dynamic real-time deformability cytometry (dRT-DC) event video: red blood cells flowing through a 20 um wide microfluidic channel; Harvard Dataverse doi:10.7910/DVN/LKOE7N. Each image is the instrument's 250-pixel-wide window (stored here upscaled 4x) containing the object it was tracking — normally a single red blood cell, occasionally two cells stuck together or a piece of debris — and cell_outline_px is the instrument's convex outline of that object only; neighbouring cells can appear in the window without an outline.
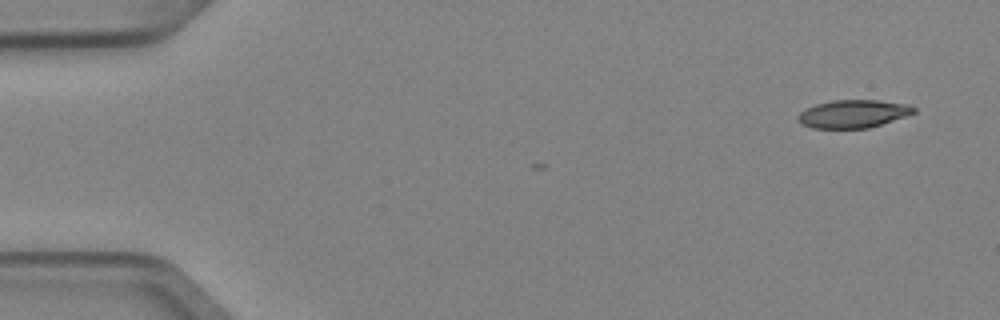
{"species": "Egyptian fruit bat (a non-hibernating species)", "species_latin": "Rousettus aegyptiacus", "temperature_condition": "cold", "stored_images_in_passage": 2, "camera_frame_rate_fps": 3000, "um_per_image_px": 0.085, "animal": {"sex": "female"}, "frame": {"image": 1, "passage_image": 2, "time_ms": 0.333, "image_size_px": [1000, 320], "cell_outline_px": [[916, 112], [908, 116], [868, 128], [812, 128], [800, 124], [796, 116], [800, 112], [816, 104], [832, 100], [880, 100], [908, 104], [916, 108]], "centroid_in_image_um": [72.54, 9.67], "position_along_channel_um": 12.5, "area_um2": 19.02}}